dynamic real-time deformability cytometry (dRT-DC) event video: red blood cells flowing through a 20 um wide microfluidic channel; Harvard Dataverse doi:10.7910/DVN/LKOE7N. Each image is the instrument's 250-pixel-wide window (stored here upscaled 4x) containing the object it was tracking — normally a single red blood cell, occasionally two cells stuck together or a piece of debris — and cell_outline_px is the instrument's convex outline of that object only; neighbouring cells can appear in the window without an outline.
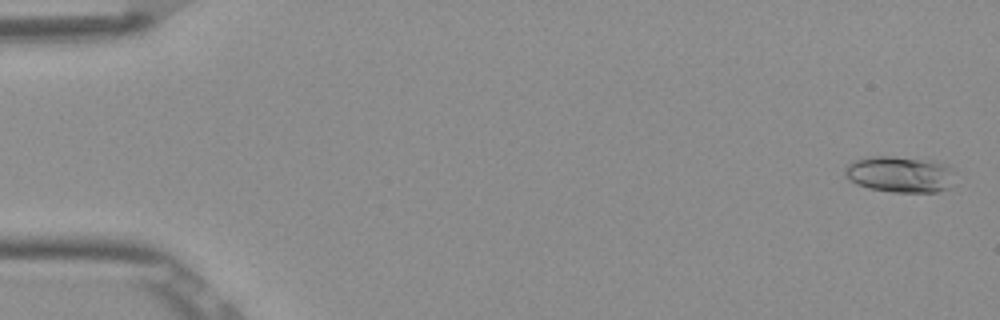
{"species": "Egyptian fruit bat (a non-hibernating species)", "species_latin": "Rousettus aegyptiacus", "temperature_condition": "room temperature", "stored_images_in_passage": 53, "camera_frame_rate_fps": 3000, "um_per_image_px": 0.085, "frame": {"image": 1, "passage_image": 2, "time_ms": 0.333, "image_size_px": [1000, 320], "cell_outline_px": [[952, 168], [948, 188], [936, 192], [892, 192], [868, 188], [856, 184], [844, 172], [848, 164], [856, 160], [872, 156], [892, 156], [928, 160], [948, 164]], "centroid_in_image_um": [76.48, 14.81], "position_along_channel_um": 8.5, "area_um2": 22.83}}
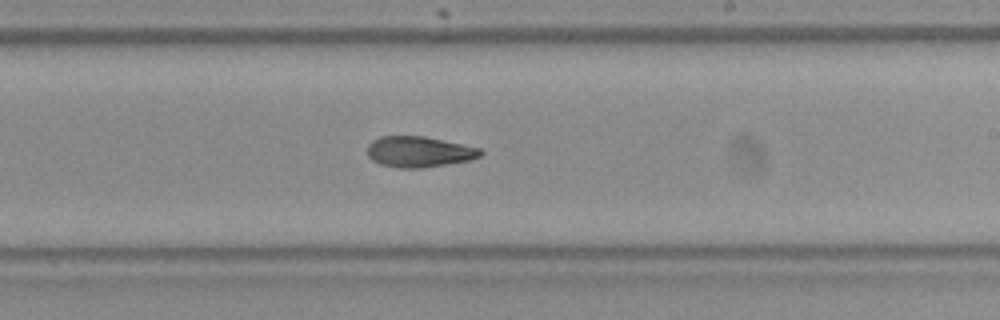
{"frame": {"image": 2, "passage_image": 32, "time_ms": 10.333, "image_size_px": [1000, 320], "cell_outline_px": [[484, 152], [480, 156], [472, 160], [424, 168], [400, 168], [380, 164], [372, 160], [368, 156], [368, 144], [372, 140], [380, 136], [424, 136], [480, 148]], "centroid_in_image_um": [35.62, 12.9], "position_along_channel_um": 253.4, "area_um2": 20.4}}
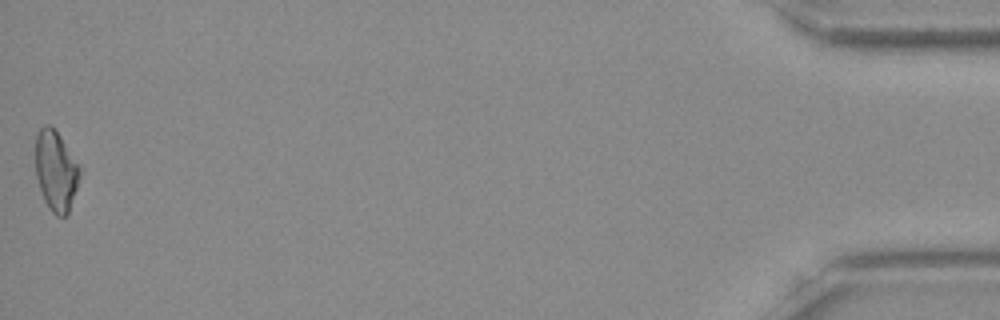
{"frame": {"image": 3, "passage_image": 53, "time_ms": 17.333, "image_size_px": [1000, 320], "cell_outline_px": [[80, 176], [68, 216], [56, 216], [48, 208], [44, 200], [36, 176], [36, 136], [40, 128], [44, 124], [48, 124], [60, 136], [80, 168]], "centroid_in_image_um": [4.74, 14.56], "position_along_channel_um": 430.5, "area_um2": 20.46}, "authors_computed_cell_mechanics": {"area_um2": 20.6924, "velocity_mm_per_s": 3.8926, "shape_relaxation_time_tau1_ms": null, "shape_relaxation_time_tau2_ms": 5.6677, "deformation_change_tau1": null, "deformation_change_tau2": 0.1296}}